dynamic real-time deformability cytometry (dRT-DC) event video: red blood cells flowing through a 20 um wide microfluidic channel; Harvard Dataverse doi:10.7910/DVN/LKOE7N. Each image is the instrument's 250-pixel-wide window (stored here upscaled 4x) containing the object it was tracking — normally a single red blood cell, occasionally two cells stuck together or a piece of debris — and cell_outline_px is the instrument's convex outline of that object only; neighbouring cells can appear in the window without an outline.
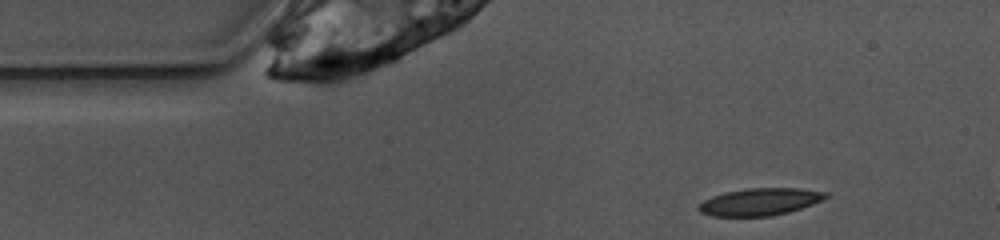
{"species": "common noctule bat (a hibernating species)", "species_latin": "Nyctalus noctula", "temperature_condition": "warm", "stored_images_in_passage": 43, "camera_frame_rate_fps": 3000, "um_per_image_px": 0.085, "animal": {"sex": "female", "body_mass_g": 10.0, "forearm_length_mm": 53.1}, "frame": {"image": 1, "passage_image": 1, "time_ms": 0.0, "image_size_px": [1000, 240], "cell_outline_px": [[828, 196], [812, 204], [788, 212], [772, 216], [712, 216], [700, 212], [696, 208], [696, 204], [712, 196], [724, 192], [748, 188], [800, 188], [828, 192]], "centroid_in_image_um": [64.54, 17.15], "position_along_channel_um": 20.5, "area_um2": 20.23}}
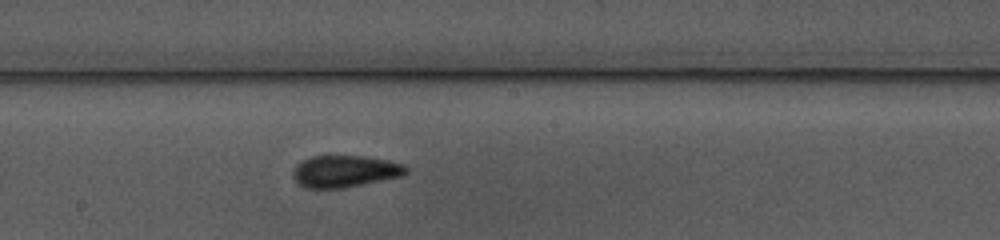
{"frame": {"image": 2, "passage_image": 20, "time_ms": 6.333, "image_size_px": [1000, 240], "cell_outline_px": [[408, 172], [400, 176], [344, 188], [304, 188], [292, 176], [292, 172], [304, 160], [312, 156], [364, 156], [388, 160], [404, 164], [408, 168]], "centroid_in_image_um": [29.34, 14.56], "position_along_channel_um": 218.9, "area_um2": 20.75}}
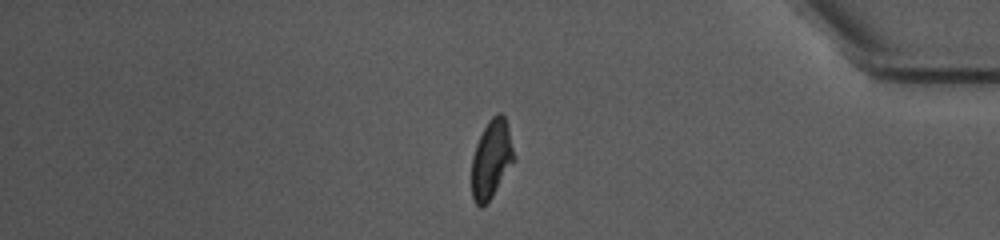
{"frame": {"image": 3, "passage_image": 36, "time_ms": 11.667, "image_size_px": [1000, 240], "cell_outline_px": [[516, 160], [492, 196], [480, 208], [476, 204], [472, 196], [472, 156], [476, 144], [488, 120], [496, 112], [500, 112], [504, 116], [508, 124], [516, 156]], "centroid_in_image_um": [41.8, 13.48], "position_along_channel_um": 393.4, "area_um2": 19.54}, "authors_computed_cell_mechanics": {"area_um2": 20.4612, "velocity_mm_per_s": 3.9051, "shape_relaxation_time_tau1_ms": 11.1948, "shape_relaxation_time_tau2_ms": 1.6672, "deformation_change_tau1": 0.2196, "deformation_change_tau2": 0.0651}}